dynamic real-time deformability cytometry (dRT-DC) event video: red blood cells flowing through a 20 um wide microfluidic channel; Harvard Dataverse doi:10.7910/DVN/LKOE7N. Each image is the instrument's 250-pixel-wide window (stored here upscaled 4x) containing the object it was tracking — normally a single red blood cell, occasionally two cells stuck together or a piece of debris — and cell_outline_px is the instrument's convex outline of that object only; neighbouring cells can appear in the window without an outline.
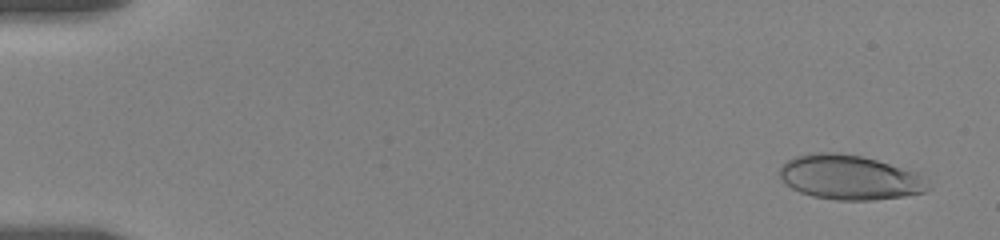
{"species": "human", "species_latin": "Homo sapiens", "temperature_condition": "room temperature", "stored_images_in_passage": 67, "camera_frame_rate_fps": 3000, "um_per_image_px": 0.085, "donor": {"sex": "female"}, "frame": {"image": 1, "passage_image": 5, "time_ms": 0.667, "image_size_px": [1000, 240], "cell_outline_px": [[932, 188], [924, 192], [904, 196], [872, 200], [836, 200], [812, 196], [800, 192], [784, 184], [776, 172], [788, 160], [796, 156], [812, 152], [836, 152], [860, 156], [876, 160], [916, 172], [932, 184]], "centroid_in_image_um": [72.2, 15.08], "position_along_channel_um": 12.8, "area_um2": 38.78}}
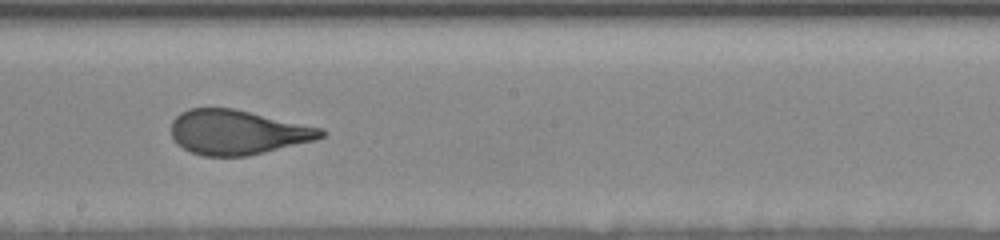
{"frame": {"image": 2, "passage_image": 48, "time_ms": 10.667, "image_size_px": [1000, 240], "cell_outline_px": [[328, 132], [324, 136], [316, 140], [248, 156], [204, 156], [192, 152], [176, 144], [172, 136], [172, 120], [180, 112], [188, 108], [232, 108], [324, 128]], "centroid_in_image_um": [20.21, 11.24], "position_along_channel_um": 228.0, "area_um2": 39.07}}
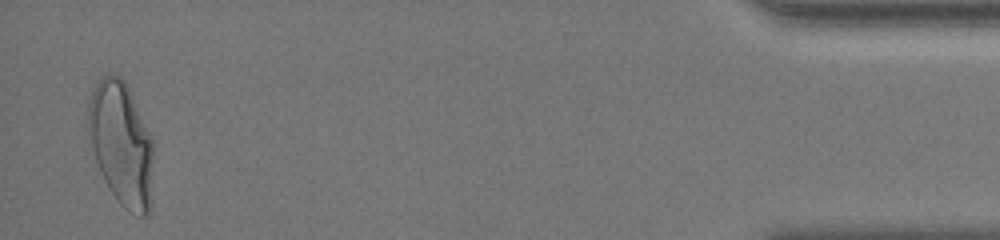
{"frame": {"image": 3, "passage_image": 67, "time_ms": 18.333, "image_size_px": [1000, 240], "cell_outline_px": [[156, 148], [148, 216], [140, 216], [124, 208], [116, 200], [108, 188], [100, 172], [96, 160], [88, 132], [88, 104], [96, 80], [104, 76], [120, 76], [124, 80], [156, 144]], "centroid_in_image_um": [10.35, 12.24], "position_along_channel_um": 424.9, "area_um2": 47.4}, "authors_computed_cell_mechanics": {"area_um2": 39.4774, "velocity_mm_per_s": 3.5379, "shape_relaxation_time_tau1_ms": 5.4602, "shape_relaxation_time_tau2_ms": null, "deformation_change_tau1": 0.2121, "deformation_change_tau2": null}}